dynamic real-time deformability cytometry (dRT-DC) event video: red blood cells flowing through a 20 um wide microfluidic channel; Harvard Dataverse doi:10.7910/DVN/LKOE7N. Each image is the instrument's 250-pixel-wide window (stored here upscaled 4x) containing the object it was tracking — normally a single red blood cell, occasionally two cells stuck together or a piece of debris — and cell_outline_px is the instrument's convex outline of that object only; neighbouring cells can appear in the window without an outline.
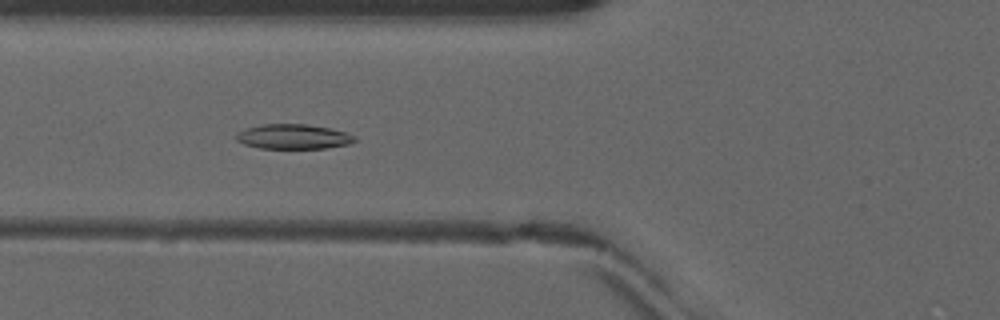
{"species": "common noctule bat (a hibernating species)", "species_latin": "Nyctalus noctula", "temperature_condition": "warm", "stored_images_in_passage": 34, "camera_frame_rate_fps": 3000, "um_per_image_px": 0.085, "animal": {"sex": "male", "forearm_length_mm": 52.5}, "frame": {"image": 1, "passage_image": 3, "time_ms": 0.667, "image_size_px": [1000, 320], "cell_outline_px": [[356, 140], [348, 144], [328, 148], [260, 148], [244, 144], [236, 140], [236, 132], [244, 128], [260, 124], [308, 124], [328, 128], [344, 132], [356, 136]], "centroid_in_image_um": [24.89, 11.61], "position_along_channel_um": 100.9, "area_um2": 17.17}}
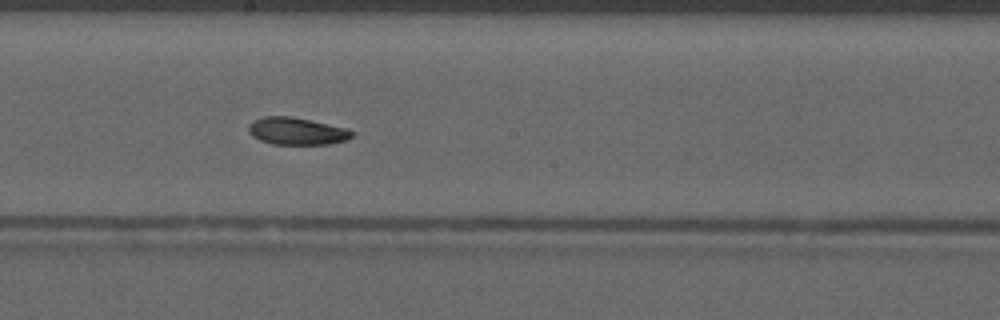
{"frame": {"image": 2, "passage_image": 12, "time_ms": 3.667, "image_size_px": [1000, 320], "cell_outline_px": [[352, 136], [348, 140], [328, 144], [272, 144], [260, 140], [252, 136], [248, 132], [248, 124], [252, 120], [264, 116], [292, 116], [344, 128], [352, 132]], "centroid_in_image_um": [25.15, 11.14], "position_along_channel_um": 223.0, "area_um2": 16.36}}
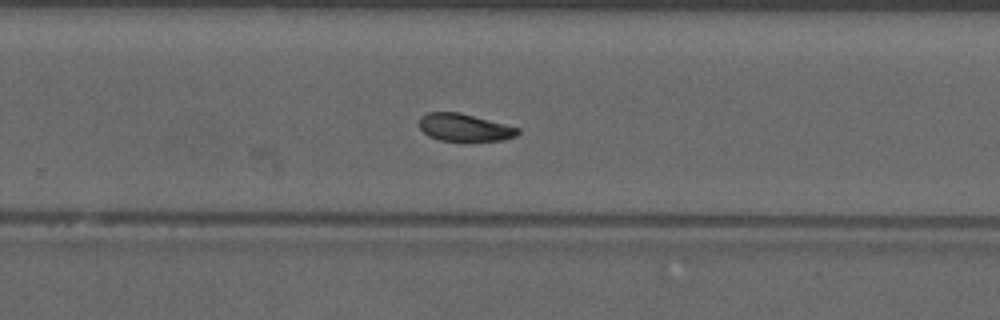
{"frame": {"image": 3, "passage_image": 17, "time_ms": 5.333, "image_size_px": [1000, 320], "cell_outline_px": [[520, 132], [516, 136], [504, 140], [440, 140], [428, 136], [420, 128], [420, 116], [428, 112], [460, 112], [520, 128]], "centroid_in_image_um": [39.48, 10.82], "position_along_channel_um": 290.3, "area_um2": 15.66}, "authors_computed_cell_mechanics": {"area_um2": 16.473, "velocity_mm_per_s": 4.0672, "shape_relaxation_time_tau1_ms": 5.5531, "shape_relaxation_time_tau2_ms": 4.4232, "deformation_change_tau1": 0.1333, "deformation_change_tau2": 0.0751}}